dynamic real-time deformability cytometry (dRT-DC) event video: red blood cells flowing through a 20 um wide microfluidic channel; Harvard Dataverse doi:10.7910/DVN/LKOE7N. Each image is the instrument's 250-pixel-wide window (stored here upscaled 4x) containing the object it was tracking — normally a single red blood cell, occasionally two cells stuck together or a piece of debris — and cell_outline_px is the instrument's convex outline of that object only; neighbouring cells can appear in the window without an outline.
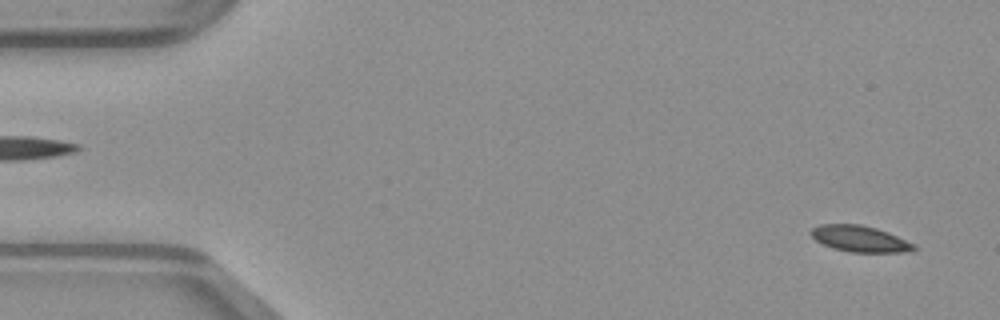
{"species": "common noctule bat (a hibernating species)", "species_latin": "Nyctalus noctula", "temperature_condition": "warm", "stored_images_in_passage": 49, "camera_frame_rate_fps": 3000, "um_per_image_px": 0.085, "animal": {"sex": "male", "body_mass_g": 23.1, "forearm_length_mm": 52.7}, "frame": {"image": 1, "passage_image": 2, "time_ms": 0.333, "image_size_px": [1000, 320], "cell_outline_px": [[916, 248], [904, 252], [852, 252], [832, 248], [816, 240], [808, 232], [812, 228], [820, 224], [860, 224], [876, 228], [888, 232], [916, 244]], "centroid_in_image_um": [73.07, 20.29], "position_along_channel_um": 11.9, "area_um2": 15.66}}
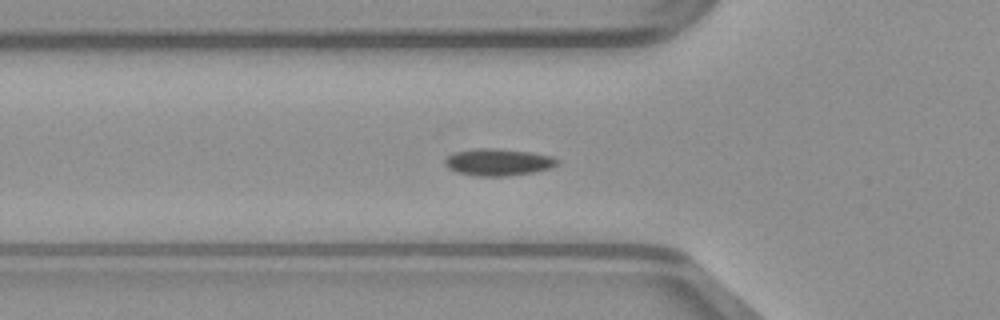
{"frame": {"image": 2, "passage_image": 16, "time_ms": 5.0, "image_size_px": [1000, 320], "cell_outline_px": [[560, 160], [552, 168], [532, 172], [508, 176], [476, 176], [456, 172], [448, 168], [444, 164], [444, 160], [448, 156], [456, 152], [476, 148], [496, 148], [532, 152], [552, 156]], "centroid_in_image_um": [42.35, 13.78], "position_along_channel_um": 83.5, "area_um2": 17.74}}
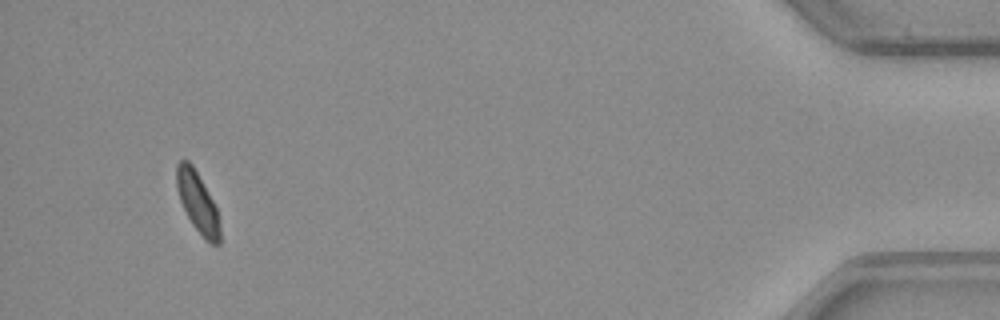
{"frame": {"image": 3, "passage_image": 46, "time_ms": 15.0, "image_size_px": [1000, 320], "cell_outline_px": [[220, 244], [212, 244], [192, 224], [180, 200], [176, 184], [176, 164], [180, 160], [188, 160], [192, 164], [212, 200], [216, 208], [220, 224]], "centroid_in_image_um": [16.78, 17.16], "position_along_channel_um": 418.4, "area_um2": 14.8}}